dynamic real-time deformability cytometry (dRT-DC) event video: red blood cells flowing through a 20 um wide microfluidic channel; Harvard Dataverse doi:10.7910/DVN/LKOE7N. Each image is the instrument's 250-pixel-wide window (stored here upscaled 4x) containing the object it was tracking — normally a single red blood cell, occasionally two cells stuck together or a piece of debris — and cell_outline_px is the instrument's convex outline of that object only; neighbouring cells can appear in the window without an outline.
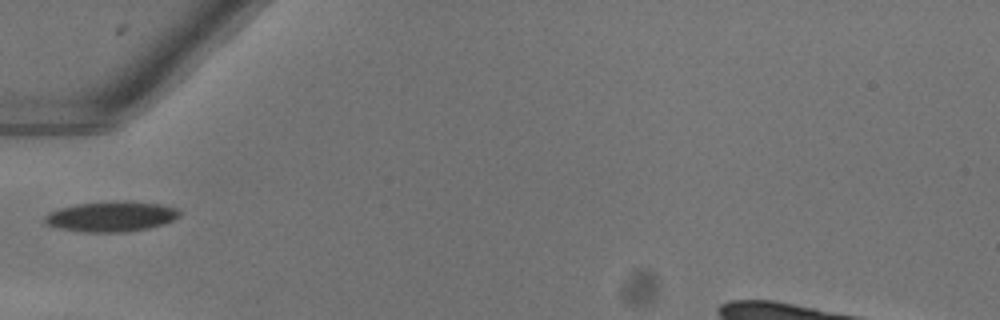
{"species": "common noctule bat (a hibernating species)", "species_latin": "Nyctalus noctula", "temperature_condition": "warm", "stored_images_in_passage": 28, "camera_frame_rate_fps": 3000, "um_per_image_px": 0.085, "animal": {"sex": "female"}, "frame": {"image": 1, "passage_image": 1, "time_ms": 0.0, "image_size_px": [1000, 320], "cell_outline_px": [[180, 216], [164, 224], [148, 228], [120, 232], [84, 232], [60, 228], [44, 224], [44, 216], [60, 208], [76, 204], [108, 200], [116, 200], [160, 204], [176, 208], [180, 212]], "centroid_in_image_um": [9.44, 18.39], "position_along_channel_um": 75.6, "area_um2": 23.76}}
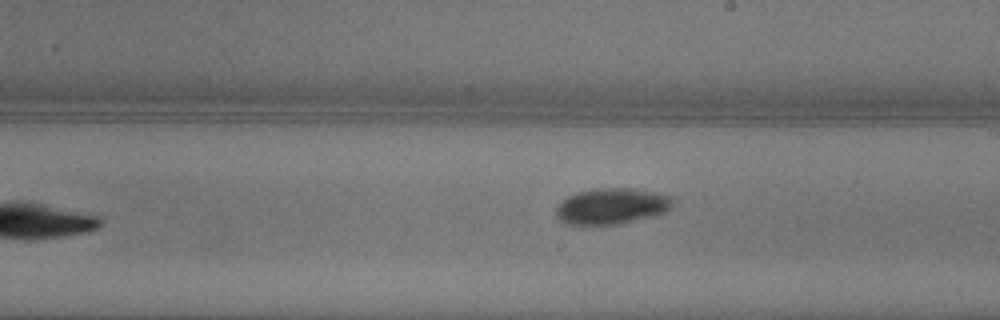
{"frame": {"image": 2, "passage_image": 13, "time_ms": 4.0, "image_size_px": [1000, 320], "cell_outline_px": [[676, 200], [664, 212], [616, 224], [564, 224], [556, 216], [556, 208], [568, 196], [576, 192], [596, 188], [632, 188], [660, 192], [672, 196]], "centroid_in_image_um": [52.0, 17.49], "position_along_channel_um": 237.0, "area_um2": 24.28}}
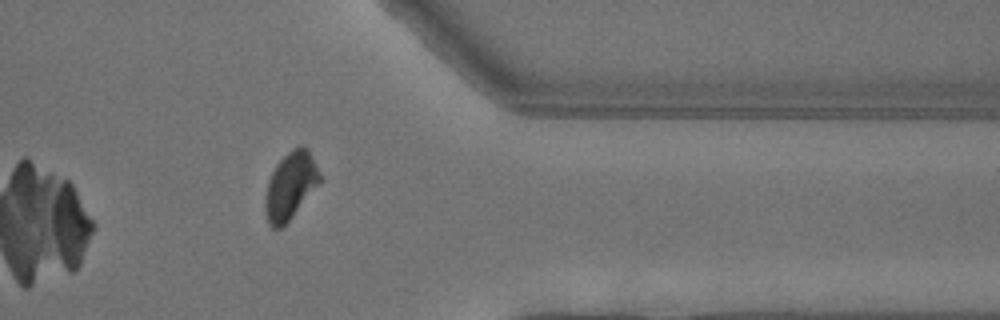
{"frame": {"image": 3, "passage_image": 25, "time_ms": 8.0, "image_size_px": [1000, 320], "cell_outline_px": [[320, 184], [292, 216], [280, 228], [272, 228], [268, 224], [264, 212], [264, 196], [272, 172], [276, 164], [292, 148], [300, 144], [312, 156], [320, 176]], "centroid_in_image_um": [24.66, 15.81], "position_along_channel_um": 386.7, "area_um2": 21.15}}